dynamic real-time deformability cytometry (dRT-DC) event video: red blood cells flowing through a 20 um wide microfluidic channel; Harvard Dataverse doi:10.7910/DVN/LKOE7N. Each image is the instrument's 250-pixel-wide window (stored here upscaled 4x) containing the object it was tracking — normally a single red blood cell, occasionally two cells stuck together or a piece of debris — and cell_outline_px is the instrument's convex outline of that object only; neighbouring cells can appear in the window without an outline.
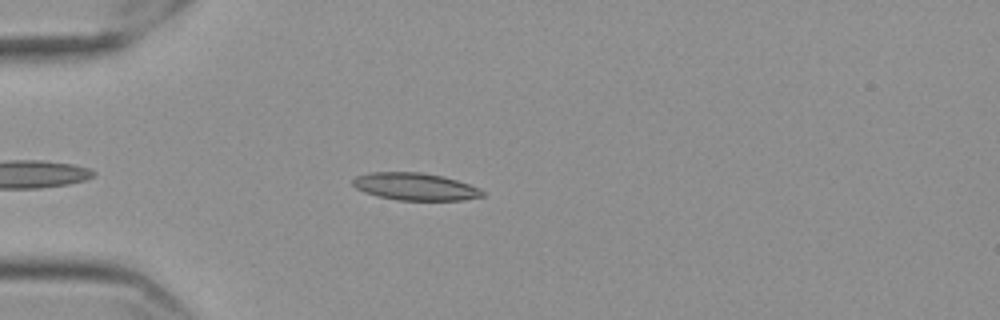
{"species": "Egyptian fruit bat (a non-hibernating species)", "species_latin": "Rousettus aegyptiacus", "temperature_condition": "cold", "stored_images_in_passage": 43, "camera_frame_rate_fps": 3000, "um_per_image_px": 0.085, "frame": {"image": 1, "passage_image": 6, "time_ms": 1.667, "image_size_px": [1000, 320], "cell_outline_px": [[484, 196], [464, 200], [396, 200], [364, 192], [356, 188], [352, 184], [352, 180], [356, 176], [368, 172], [420, 172], [444, 176], [480, 188], [484, 192]], "centroid_in_image_um": [35.28, 15.85], "position_along_channel_um": 49.7, "area_um2": 20.69}}
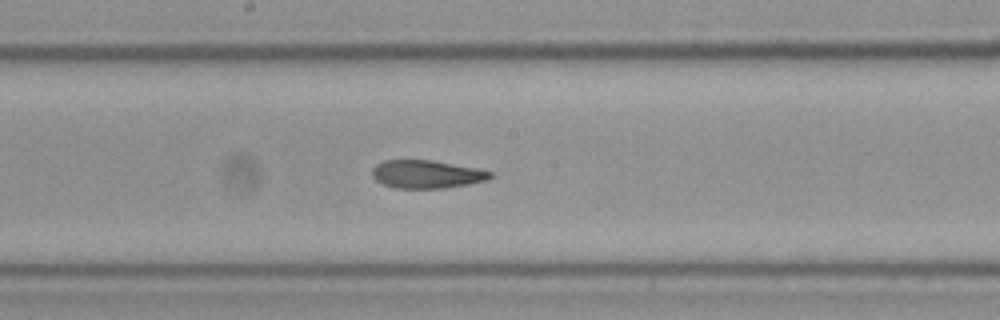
{"frame": {"image": 2, "passage_image": 21, "time_ms": 6.667, "image_size_px": [1000, 320], "cell_outline_px": [[492, 176], [488, 180], [468, 184], [444, 188], [396, 188], [384, 184], [376, 180], [372, 176], [372, 168], [376, 164], [384, 160], [432, 160], [476, 168], [492, 172]], "centroid_in_image_um": [36.25, 14.8], "position_along_channel_um": 212.0, "area_um2": 19.25}}
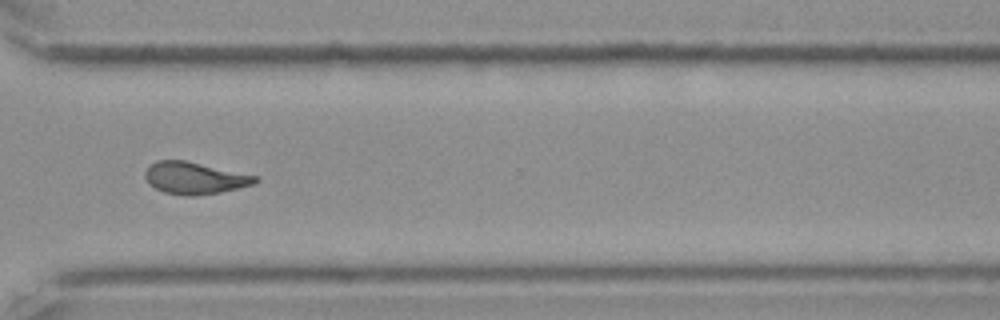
{"frame": {"image": 3, "passage_image": 33, "time_ms": 10.667, "image_size_px": [1000, 320], "cell_outline_px": [[260, 180], [252, 184], [220, 192], [192, 196], [184, 196], [164, 192], [156, 188], [144, 176], [144, 172], [156, 160], [184, 160], [256, 176]], "centroid_in_image_um": [16.52, 15.13], "position_along_channel_um": 354.1, "area_um2": 20.06}, "authors_computed_cell_mechanics": {"area_um2": 19.941, "velocity_mm_per_s": 3.5622, "shape_relaxation_time_tau1_ms": 11.0113, "shape_relaxation_time_tau2_ms": 3.623, "deformation_change_tau1": 0.2654, "deformation_change_tau2": 0.1172}}